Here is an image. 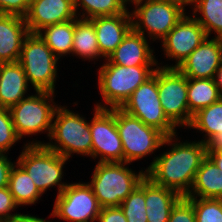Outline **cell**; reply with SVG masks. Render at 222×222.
Wrapping results in <instances>:
<instances>
[{
    "label": "cell",
    "mask_w": 222,
    "mask_h": 222,
    "mask_svg": "<svg viewBox=\"0 0 222 222\" xmlns=\"http://www.w3.org/2000/svg\"><path fill=\"white\" fill-rule=\"evenodd\" d=\"M72 54L89 60L102 57L94 24L89 19H74Z\"/></svg>",
    "instance_id": "obj_24"
},
{
    "label": "cell",
    "mask_w": 222,
    "mask_h": 222,
    "mask_svg": "<svg viewBox=\"0 0 222 222\" xmlns=\"http://www.w3.org/2000/svg\"><path fill=\"white\" fill-rule=\"evenodd\" d=\"M38 34L58 59L72 54L74 19L46 26Z\"/></svg>",
    "instance_id": "obj_26"
},
{
    "label": "cell",
    "mask_w": 222,
    "mask_h": 222,
    "mask_svg": "<svg viewBox=\"0 0 222 222\" xmlns=\"http://www.w3.org/2000/svg\"><path fill=\"white\" fill-rule=\"evenodd\" d=\"M8 187L18 206L37 203L36 201L43 195L18 162L10 171Z\"/></svg>",
    "instance_id": "obj_25"
},
{
    "label": "cell",
    "mask_w": 222,
    "mask_h": 222,
    "mask_svg": "<svg viewBox=\"0 0 222 222\" xmlns=\"http://www.w3.org/2000/svg\"><path fill=\"white\" fill-rule=\"evenodd\" d=\"M98 222H127L120 206L103 207L97 218Z\"/></svg>",
    "instance_id": "obj_36"
},
{
    "label": "cell",
    "mask_w": 222,
    "mask_h": 222,
    "mask_svg": "<svg viewBox=\"0 0 222 222\" xmlns=\"http://www.w3.org/2000/svg\"><path fill=\"white\" fill-rule=\"evenodd\" d=\"M67 160L45 145H24L17 162L29 174L42 194L46 189L58 185L59 195L68 185L61 182Z\"/></svg>",
    "instance_id": "obj_8"
},
{
    "label": "cell",
    "mask_w": 222,
    "mask_h": 222,
    "mask_svg": "<svg viewBox=\"0 0 222 222\" xmlns=\"http://www.w3.org/2000/svg\"><path fill=\"white\" fill-rule=\"evenodd\" d=\"M31 0H0V14L25 17Z\"/></svg>",
    "instance_id": "obj_35"
},
{
    "label": "cell",
    "mask_w": 222,
    "mask_h": 222,
    "mask_svg": "<svg viewBox=\"0 0 222 222\" xmlns=\"http://www.w3.org/2000/svg\"><path fill=\"white\" fill-rule=\"evenodd\" d=\"M28 81L23 67L17 62L1 63L0 107L11 108L18 104L28 90Z\"/></svg>",
    "instance_id": "obj_21"
},
{
    "label": "cell",
    "mask_w": 222,
    "mask_h": 222,
    "mask_svg": "<svg viewBox=\"0 0 222 222\" xmlns=\"http://www.w3.org/2000/svg\"><path fill=\"white\" fill-rule=\"evenodd\" d=\"M58 60L38 33H29L24 39L18 62L35 91L55 93Z\"/></svg>",
    "instance_id": "obj_5"
},
{
    "label": "cell",
    "mask_w": 222,
    "mask_h": 222,
    "mask_svg": "<svg viewBox=\"0 0 222 222\" xmlns=\"http://www.w3.org/2000/svg\"><path fill=\"white\" fill-rule=\"evenodd\" d=\"M186 198L193 205L196 222H222V199Z\"/></svg>",
    "instance_id": "obj_31"
},
{
    "label": "cell",
    "mask_w": 222,
    "mask_h": 222,
    "mask_svg": "<svg viewBox=\"0 0 222 222\" xmlns=\"http://www.w3.org/2000/svg\"><path fill=\"white\" fill-rule=\"evenodd\" d=\"M214 80H215V83L219 89L220 94L222 95V64L219 67V69L217 70Z\"/></svg>",
    "instance_id": "obj_40"
},
{
    "label": "cell",
    "mask_w": 222,
    "mask_h": 222,
    "mask_svg": "<svg viewBox=\"0 0 222 222\" xmlns=\"http://www.w3.org/2000/svg\"><path fill=\"white\" fill-rule=\"evenodd\" d=\"M162 1H168V2H173L176 3L180 6H182L183 8L185 7V5H192L193 0H162Z\"/></svg>",
    "instance_id": "obj_41"
},
{
    "label": "cell",
    "mask_w": 222,
    "mask_h": 222,
    "mask_svg": "<svg viewBox=\"0 0 222 222\" xmlns=\"http://www.w3.org/2000/svg\"><path fill=\"white\" fill-rule=\"evenodd\" d=\"M130 2L136 6L135 10L130 12L132 29L144 36L147 30L153 41L162 40L186 14L185 8L173 2L162 0H131Z\"/></svg>",
    "instance_id": "obj_6"
},
{
    "label": "cell",
    "mask_w": 222,
    "mask_h": 222,
    "mask_svg": "<svg viewBox=\"0 0 222 222\" xmlns=\"http://www.w3.org/2000/svg\"><path fill=\"white\" fill-rule=\"evenodd\" d=\"M185 197L222 199V171L208 156L203 159Z\"/></svg>",
    "instance_id": "obj_23"
},
{
    "label": "cell",
    "mask_w": 222,
    "mask_h": 222,
    "mask_svg": "<svg viewBox=\"0 0 222 222\" xmlns=\"http://www.w3.org/2000/svg\"><path fill=\"white\" fill-rule=\"evenodd\" d=\"M95 115L89 123L92 135V154L100 155L98 162H124L123 145L116 125V108L95 106Z\"/></svg>",
    "instance_id": "obj_13"
},
{
    "label": "cell",
    "mask_w": 222,
    "mask_h": 222,
    "mask_svg": "<svg viewBox=\"0 0 222 222\" xmlns=\"http://www.w3.org/2000/svg\"><path fill=\"white\" fill-rule=\"evenodd\" d=\"M126 162H98L88 185L100 206H120L123 200L139 185L145 178L146 171L136 174L132 169L126 167Z\"/></svg>",
    "instance_id": "obj_3"
},
{
    "label": "cell",
    "mask_w": 222,
    "mask_h": 222,
    "mask_svg": "<svg viewBox=\"0 0 222 222\" xmlns=\"http://www.w3.org/2000/svg\"><path fill=\"white\" fill-rule=\"evenodd\" d=\"M14 164L7 155L0 153V188L8 187L10 171Z\"/></svg>",
    "instance_id": "obj_37"
},
{
    "label": "cell",
    "mask_w": 222,
    "mask_h": 222,
    "mask_svg": "<svg viewBox=\"0 0 222 222\" xmlns=\"http://www.w3.org/2000/svg\"><path fill=\"white\" fill-rule=\"evenodd\" d=\"M50 140L52 143L29 142L25 145H45L48 149L55 151L66 159L72 153L91 156L92 135L90 133L89 122L78 113L59 106L54 114Z\"/></svg>",
    "instance_id": "obj_2"
},
{
    "label": "cell",
    "mask_w": 222,
    "mask_h": 222,
    "mask_svg": "<svg viewBox=\"0 0 222 222\" xmlns=\"http://www.w3.org/2000/svg\"><path fill=\"white\" fill-rule=\"evenodd\" d=\"M191 127L206 133L201 142L207 144V151H222V98L197 111L188 126Z\"/></svg>",
    "instance_id": "obj_20"
},
{
    "label": "cell",
    "mask_w": 222,
    "mask_h": 222,
    "mask_svg": "<svg viewBox=\"0 0 222 222\" xmlns=\"http://www.w3.org/2000/svg\"><path fill=\"white\" fill-rule=\"evenodd\" d=\"M116 125L123 145L124 162L131 163L153 153L162 145L165 135L145 125L139 118L116 108Z\"/></svg>",
    "instance_id": "obj_10"
},
{
    "label": "cell",
    "mask_w": 222,
    "mask_h": 222,
    "mask_svg": "<svg viewBox=\"0 0 222 222\" xmlns=\"http://www.w3.org/2000/svg\"><path fill=\"white\" fill-rule=\"evenodd\" d=\"M168 222H196L193 205L185 196H182L171 209Z\"/></svg>",
    "instance_id": "obj_33"
},
{
    "label": "cell",
    "mask_w": 222,
    "mask_h": 222,
    "mask_svg": "<svg viewBox=\"0 0 222 222\" xmlns=\"http://www.w3.org/2000/svg\"><path fill=\"white\" fill-rule=\"evenodd\" d=\"M74 0H31L25 22L30 33L46 26L78 18Z\"/></svg>",
    "instance_id": "obj_16"
},
{
    "label": "cell",
    "mask_w": 222,
    "mask_h": 222,
    "mask_svg": "<svg viewBox=\"0 0 222 222\" xmlns=\"http://www.w3.org/2000/svg\"><path fill=\"white\" fill-rule=\"evenodd\" d=\"M175 136L177 135L165 137L162 145H172V148L168 152L154 157L153 162L145 170L146 177L156 185L186 196L192 188L197 170L207 156V144L201 141L172 144Z\"/></svg>",
    "instance_id": "obj_1"
},
{
    "label": "cell",
    "mask_w": 222,
    "mask_h": 222,
    "mask_svg": "<svg viewBox=\"0 0 222 222\" xmlns=\"http://www.w3.org/2000/svg\"><path fill=\"white\" fill-rule=\"evenodd\" d=\"M127 222H147L145 205V178L120 204Z\"/></svg>",
    "instance_id": "obj_30"
},
{
    "label": "cell",
    "mask_w": 222,
    "mask_h": 222,
    "mask_svg": "<svg viewBox=\"0 0 222 222\" xmlns=\"http://www.w3.org/2000/svg\"><path fill=\"white\" fill-rule=\"evenodd\" d=\"M107 63L119 66H157L153 50L150 49L146 36L131 29L122 39L121 44L106 59Z\"/></svg>",
    "instance_id": "obj_18"
},
{
    "label": "cell",
    "mask_w": 222,
    "mask_h": 222,
    "mask_svg": "<svg viewBox=\"0 0 222 222\" xmlns=\"http://www.w3.org/2000/svg\"><path fill=\"white\" fill-rule=\"evenodd\" d=\"M15 208H18V205L15 203L9 187L0 188V222H6L18 215L10 213Z\"/></svg>",
    "instance_id": "obj_34"
},
{
    "label": "cell",
    "mask_w": 222,
    "mask_h": 222,
    "mask_svg": "<svg viewBox=\"0 0 222 222\" xmlns=\"http://www.w3.org/2000/svg\"><path fill=\"white\" fill-rule=\"evenodd\" d=\"M121 109L139 118L145 125L158 129L166 137L176 134V126L167 118L159 99L158 66L154 74L131 94Z\"/></svg>",
    "instance_id": "obj_9"
},
{
    "label": "cell",
    "mask_w": 222,
    "mask_h": 222,
    "mask_svg": "<svg viewBox=\"0 0 222 222\" xmlns=\"http://www.w3.org/2000/svg\"><path fill=\"white\" fill-rule=\"evenodd\" d=\"M101 208L88 183H72L57 195L50 216L70 222H94Z\"/></svg>",
    "instance_id": "obj_12"
},
{
    "label": "cell",
    "mask_w": 222,
    "mask_h": 222,
    "mask_svg": "<svg viewBox=\"0 0 222 222\" xmlns=\"http://www.w3.org/2000/svg\"><path fill=\"white\" fill-rule=\"evenodd\" d=\"M187 97L189 112L194 115L200 109L219 101L222 95L219 92L214 78H188Z\"/></svg>",
    "instance_id": "obj_27"
},
{
    "label": "cell",
    "mask_w": 222,
    "mask_h": 222,
    "mask_svg": "<svg viewBox=\"0 0 222 222\" xmlns=\"http://www.w3.org/2000/svg\"><path fill=\"white\" fill-rule=\"evenodd\" d=\"M89 20L94 24L99 50L104 59L115 51L132 29L129 11L113 16H97Z\"/></svg>",
    "instance_id": "obj_17"
},
{
    "label": "cell",
    "mask_w": 222,
    "mask_h": 222,
    "mask_svg": "<svg viewBox=\"0 0 222 222\" xmlns=\"http://www.w3.org/2000/svg\"><path fill=\"white\" fill-rule=\"evenodd\" d=\"M6 222H50L42 218H37L28 214H18Z\"/></svg>",
    "instance_id": "obj_38"
},
{
    "label": "cell",
    "mask_w": 222,
    "mask_h": 222,
    "mask_svg": "<svg viewBox=\"0 0 222 222\" xmlns=\"http://www.w3.org/2000/svg\"><path fill=\"white\" fill-rule=\"evenodd\" d=\"M25 18L0 14V62H17L24 39L29 34Z\"/></svg>",
    "instance_id": "obj_19"
},
{
    "label": "cell",
    "mask_w": 222,
    "mask_h": 222,
    "mask_svg": "<svg viewBox=\"0 0 222 222\" xmlns=\"http://www.w3.org/2000/svg\"><path fill=\"white\" fill-rule=\"evenodd\" d=\"M128 0H74L75 11L82 8L81 19H91L97 16H113L126 13ZM86 16V17H85Z\"/></svg>",
    "instance_id": "obj_29"
},
{
    "label": "cell",
    "mask_w": 222,
    "mask_h": 222,
    "mask_svg": "<svg viewBox=\"0 0 222 222\" xmlns=\"http://www.w3.org/2000/svg\"><path fill=\"white\" fill-rule=\"evenodd\" d=\"M151 66H119L104 63L98 73V85L105 105L98 108H121L131 94L154 74Z\"/></svg>",
    "instance_id": "obj_4"
},
{
    "label": "cell",
    "mask_w": 222,
    "mask_h": 222,
    "mask_svg": "<svg viewBox=\"0 0 222 222\" xmlns=\"http://www.w3.org/2000/svg\"><path fill=\"white\" fill-rule=\"evenodd\" d=\"M207 156L217 165L222 171V151H207Z\"/></svg>",
    "instance_id": "obj_39"
},
{
    "label": "cell",
    "mask_w": 222,
    "mask_h": 222,
    "mask_svg": "<svg viewBox=\"0 0 222 222\" xmlns=\"http://www.w3.org/2000/svg\"><path fill=\"white\" fill-rule=\"evenodd\" d=\"M181 197L178 192L156 185L145 176L147 222H168L171 209Z\"/></svg>",
    "instance_id": "obj_22"
},
{
    "label": "cell",
    "mask_w": 222,
    "mask_h": 222,
    "mask_svg": "<svg viewBox=\"0 0 222 222\" xmlns=\"http://www.w3.org/2000/svg\"><path fill=\"white\" fill-rule=\"evenodd\" d=\"M9 108L0 107V153L6 152L19 141Z\"/></svg>",
    "instance_id": "obj_32"
},
{
    "label": "cell",
    "mask_w": 222,
    "mask_h": 222,
    "mask_svg": "<svg viewBox=\"0 0 222 222\" xmlns=\"http://www.w3.org/2000/svg\"><path fill=\"white\" fill-rule=\"evenodd\" d=\"M222 64V38L207 37L177 69L187 78L213 79Z\"/></svg>",
    "instance_id": "obj_15"
},
{
    "label": "cell",
    "mask_w": 222,
    "mask_h": 222,
    "mask_svg": "<svg viewBox=\"0 0 222 222\" xmlns=\"http://www.w3.org/2000/svg\"><path fill=\"white\" fill-rule=\"evenodd\" d=\"M193 14L209 37L214 31L217 38H222V0H193ZM197 12L201 17H196Z\"/></svg>",
    "instance_id": "obj_28"
},
{
    "label": "cell",
    "mask_w": 222,
    "mask_h": 222,
    "mask_svg": "<svg viewBox=\"0 0 222 222\" xmlns=\"http://www.w3.org/2000/svg\"><path fill=\"white\" fill-rule=\"evenodd\" d=\"M54 93L36 91V95H27L18 104L10 108L13 125L17 136H23L47 131L50 137L56 109ZM53 103V104H50Z\"/></svg>",
    "instance_id": "obj_7"
},
{
    "label": "cell",
    "mask_w": 222,
    "mask_h": 222,
    "mask_svg": "<svg viewBox=\"0 0 222 222\" xmlns=\"http://www.w3.org/2000/svg\"><path fill=\"white\" fill-rule=\"evenodd\" d=\"M188 78L177 68L158 66V91L167 118L176 126H189L192 114L188 107Z\"/></svg>",
    "instance_id": "obj_11"
},
{
    "label": "cell",
    "mask_w": 222,
    "mask_h": 222,
    "mask_svg": "<svg viewBox=\"0 0 222 222\" xmlns=\"http://www.w3.org/2000/svg\"><path fill=\"white\" fill-rule=\"evenodd\" d=\"M207 37L205 29L198 21L185 14L162 39L164 54L176 60L175 65L167 64L163 68H177Z\"/></svg>",
    "instance_id": "obj_14"
}]
</instances>
